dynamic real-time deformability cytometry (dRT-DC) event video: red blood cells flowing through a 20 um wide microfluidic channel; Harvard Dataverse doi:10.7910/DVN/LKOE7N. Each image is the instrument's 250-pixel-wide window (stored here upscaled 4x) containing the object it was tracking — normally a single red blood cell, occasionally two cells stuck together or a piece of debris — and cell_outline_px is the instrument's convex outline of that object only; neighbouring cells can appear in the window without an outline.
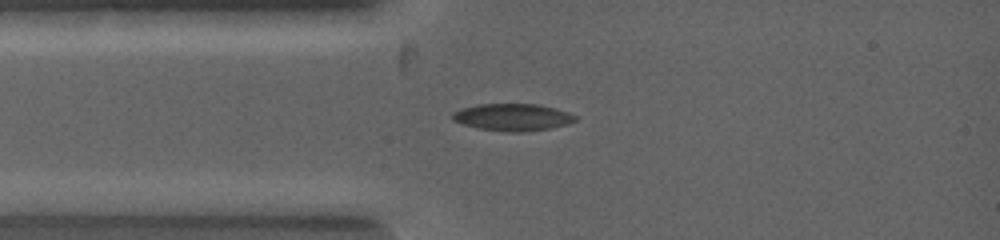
{"species": "common noctule bat (a hibernating species)", "species_latin": "Nyctalus noctula", "temperature_condition": "warm", "stored_images_in_passage": 2, "camera_frame_rate_fps": 5000, "um_per_image_px": 0.085, "animal": {"sex": "female", "body_mass_g": 19.0, "forearm_length_mm": 53.3}, "frame": {"image": 1, "passage_image": 2, "time_ms": 0.6, "image_size_px": [1000, 240], "cell_outline_px": [[576, 120], [568, 124], [552, 128], [524, 132], [504, 132], [476, 128], [452, 120], [452, 112], [460, 108], [476, 104], [536, 104], [556, 108], [568, 112], [576, 116]], "centroid_in_image_um": [43.55, 9.96], "position_along_channel_um": 41.4, "area_um2": 19.65}}